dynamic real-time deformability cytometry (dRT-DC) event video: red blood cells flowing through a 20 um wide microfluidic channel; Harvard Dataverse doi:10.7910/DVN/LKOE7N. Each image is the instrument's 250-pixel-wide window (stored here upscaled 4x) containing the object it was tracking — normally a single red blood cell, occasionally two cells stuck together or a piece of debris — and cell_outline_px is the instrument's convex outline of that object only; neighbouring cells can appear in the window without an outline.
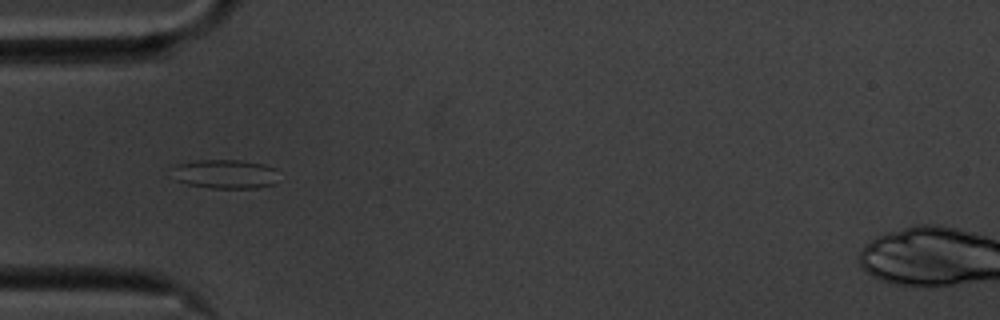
{"species": "common noctule bat (a hibernating species)", "species_latin": "Nyctalus noctula", "temperature_condition": "cold", "stored_images_in_passage": 40, "camera_frame_rate_fps": 3000, "um_per_image_px": 0.085, "animal": {"sex": "male", "body_mass_g": 20.1, "forearm_length_mm": 53.5}, "frame": {"image": 1, "passage_image": 1, "time_ms": 0.0, "image_size_px": [1000, 320], "cell_outline_px": [[276, 184], [256, 188], [212, 188], [188, 184], [176, 180], [172, 168], [176, 164], [196, 160], [240, 160], [264, 164], [276, 168]], "centroid_in_image_um": [19.15, 14.79], "position_along_channel_um": 65.8, "area_um2": 18.15}}
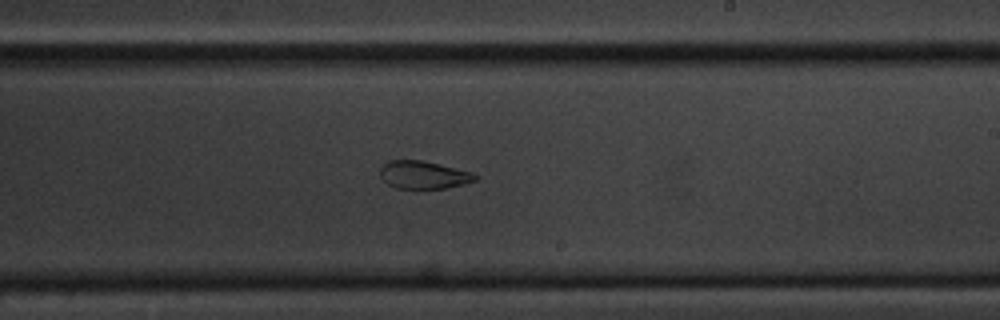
{"frame": {"image": 2, "passage_image": 17, "time_ms": 5.333, "image_size_px": [1000, 320], "cell_outline_px": [[480, 176], [476, 180], [464, 184], [444, 188], [396, 188], [388, 184], [380, 176], [380, 168], [388, 160], [420, 160], [472, 172]], "centroid_in_image_um": [36.0, 14.86], "position_along_channel_um": 253.0, "area_um2": 15.26}}
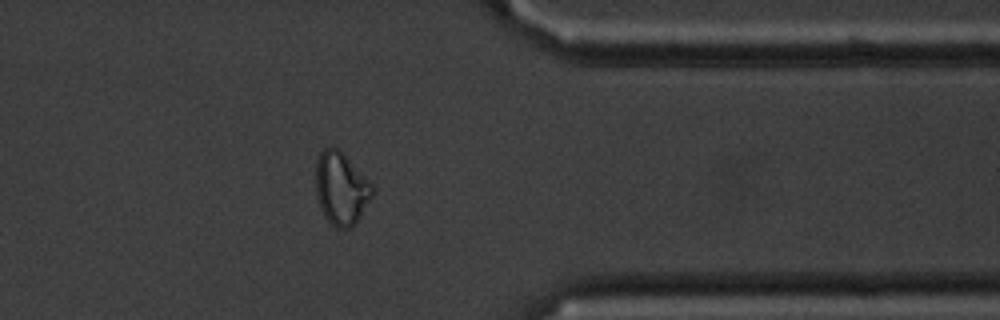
{"frame": {"image": 3, "passage_image": 29, "time_ms": 9.333, "image_size_px": [1000, 320], "cell_outline_px": [[372, 196], [360, 216], [348, 228], [336, 228], [328, 220], [320, 208], [316, 192], [316, 160], [320, 152], [324, 148], [336, 148], [372, 184]], "centroid_in_image_um": [28.96, 16.03], "position_along_channel_um": 382.4, "area_um2": 23.12}, "authors_computed_cell_mechanics": {"area_um2": 17.6868, "velocity_mm_per_s": 3.5082, "shape_relaxation_time_tau1_ms": null, "shape_relaxation_time_tau2_ms": 2.6361, "deformation_change_tau1": null, "deformation_change_tau2": 0.1061}}